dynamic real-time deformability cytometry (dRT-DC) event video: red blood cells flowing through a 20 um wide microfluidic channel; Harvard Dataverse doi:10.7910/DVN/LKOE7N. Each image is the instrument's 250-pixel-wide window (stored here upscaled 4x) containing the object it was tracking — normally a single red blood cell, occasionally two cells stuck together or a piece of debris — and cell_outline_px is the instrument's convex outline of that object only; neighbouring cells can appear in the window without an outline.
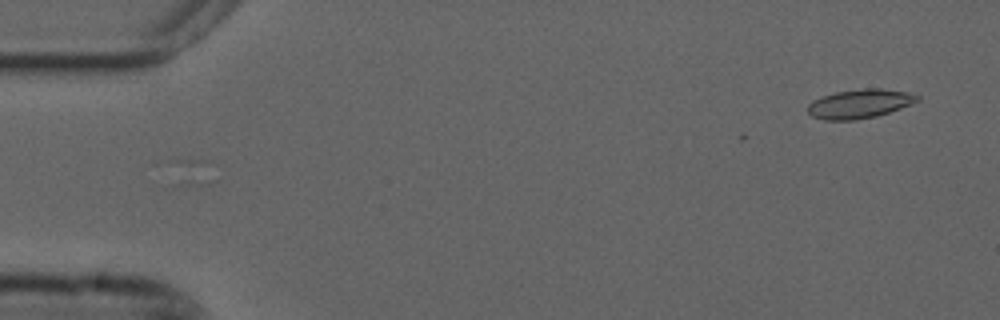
{"species": "common noctule bat (a hibernating species)", "species_latin": "Nyctalus noctula", "temperature_condition": "cold", "stored_images_in_passage": 6, "camera_frame_rate_fps": 3000, "um_per_image_px": 0.085, "animal": {"sex": "male", "forearm_length_mm": 52.5}, "frame": {"image": 1, "passage_image": 1, "time_ms": 0.0, "image_size_px": [1000, 320], "cell_outline_px": [[920, 100], [900, 108], [876, 116], [856, 120], [824, 120], [812, 116], [808, 112], [808, 104], [812, 100], [836, 92], [864, 88], [880, 88], [908, 92], [920, 96]], "centroid_in_image_um": [73.07, 8.82], "position_along_channel_um": 11.9, "area_um2": 18.44}}